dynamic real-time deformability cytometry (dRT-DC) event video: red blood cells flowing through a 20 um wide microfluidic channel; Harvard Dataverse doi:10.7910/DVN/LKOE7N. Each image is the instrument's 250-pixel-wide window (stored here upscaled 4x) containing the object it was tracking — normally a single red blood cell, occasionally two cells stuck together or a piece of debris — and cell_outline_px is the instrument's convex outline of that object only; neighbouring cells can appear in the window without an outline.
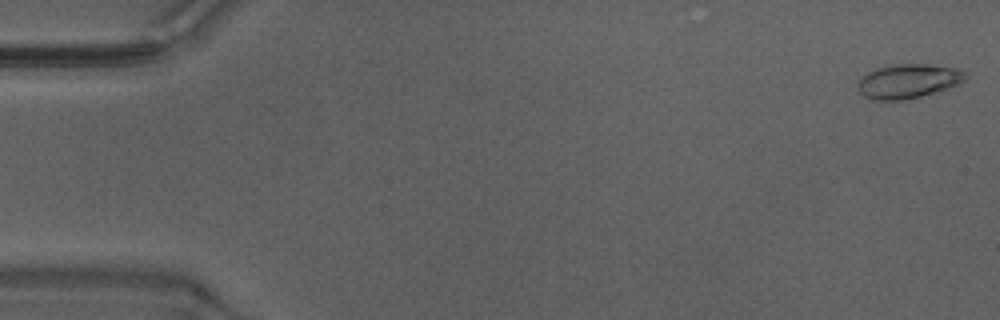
{"species": "Egyptian fruit bat (a non-hibernating species)", "species_latin": "Rousettus aegyptiacus", "temperature_condition": "warm", "stored_images_in_passage": 49, "camera_frame_rate_fps": 3000, "um_per_image_px": 0.085, "animal": {"sex": "male"}, "frame": {"image": 1, "passage_image": 1, "time_ms": 0.0, "image_size_px": [1000, 320], "cell_outline_px": [[964, 80], [948, 88], [920, 96], [904, 100], [872, 100], [864, 96], [860, 92], [856, 84], [856, 80], [868, 72], [876, 68], [892, 64], [928, 64], [956, 68], [964, 72]], "centroid_in_image_um": [77.11, 6.89], "position_along_channel_um": 7.9, "area_um2": 21.39}}
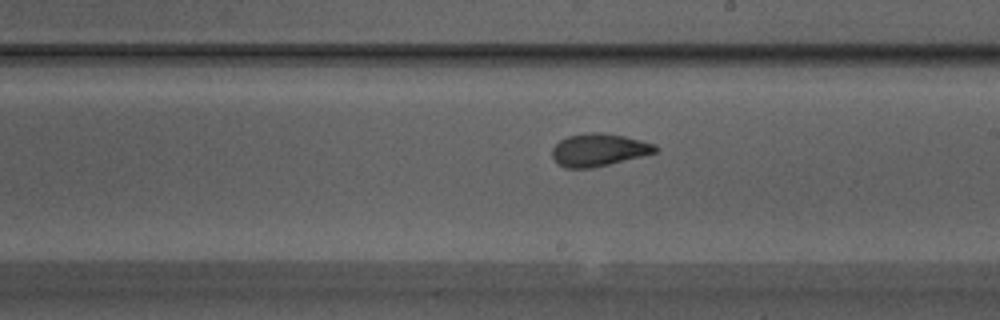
{"frame": {"image": 2, "passage_image": 28, "time_ms": 9.0, "image_size_px": [1000, 320], "cell_outline_px": [[660, 152], [592, 168], [564, 168], [556, 164], [552, 156], [552, 148], [560, 140], [568, 136], [588, 132], [600, 132], [624, 136], [656, 144], [660, 148]], "centroid_in_image_um": [50.92, 12.74], "position_along_channel_um": 238.1, "area_um2": 19.88}}
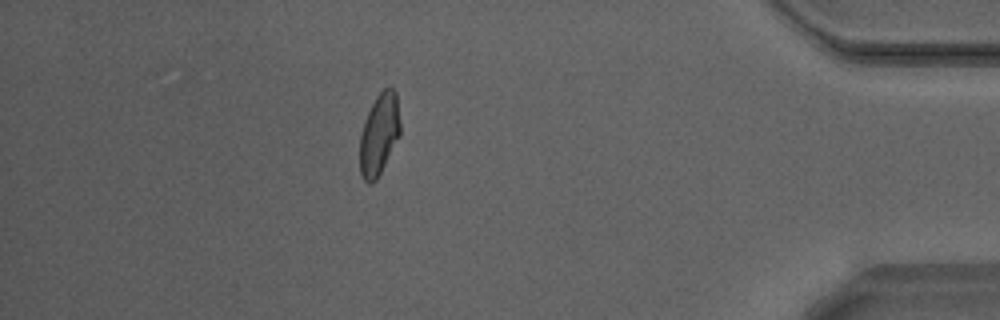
{"frame": {"image": 3, "passage_image": 43, "time_ms": 14.0, "image_size_px": [1000, 320], "cell_outline_px": [[400, 136], [376, 180], [372, 184], [368, 184], [364, 180], [360, 172], [360, 136], [364, 120], [376, 96], [388, 84], [396, 92], [400, 124]], "centroid_in_image_um": [32.23, 11.4], "position_along_channel_um": 403.0, "area_um2": 19.25}, "authors_computed_cell_mechanics": {"area_um2": 19.8832, "velocity_mm_per_s": 4.2151, "shape_relaxation_time_tau1_ms": 5.0673, "shape_relaxation_time_tau2_ms": 1.0808, "deformation_change_tau1": 0.169, "deformation_change_tau2": 0.0726}}